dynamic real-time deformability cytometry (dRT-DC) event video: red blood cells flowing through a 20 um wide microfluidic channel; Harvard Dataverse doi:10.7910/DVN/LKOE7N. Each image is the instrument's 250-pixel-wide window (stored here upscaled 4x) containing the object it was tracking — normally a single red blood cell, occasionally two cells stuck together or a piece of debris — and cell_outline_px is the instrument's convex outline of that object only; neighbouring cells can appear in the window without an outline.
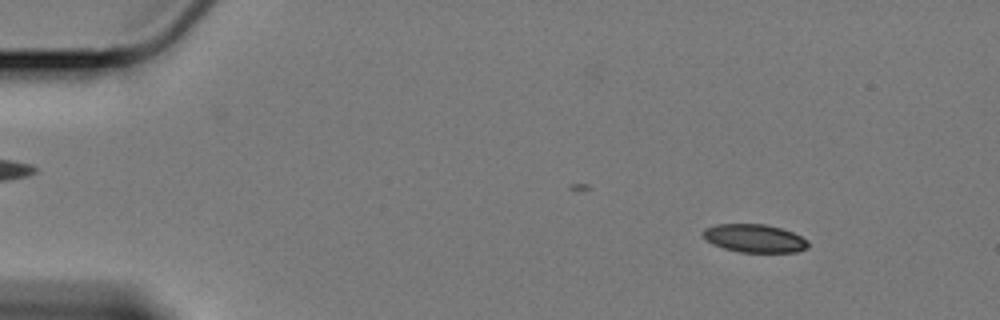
{"species": "Egyptian fruit bat (a non-hibernating species)", "species_latin": "Rousettus aegyptiacus", "temperature_condition": "cold", "stored_images_in_passage": 56, "camera_frame_rate_fps": 3000, "um_per_image_px": 0.085, "animal": {"sex": "female"}, "frame": {"image": 1, "passage_image": 8, "time_ms": 2.333, "image_size_px": [1000, 320], "cell_outline_px": [[808, 248], [796, 252], [740, 252], [724, 248], [708, 240], [700, 232], [704, 228], [716, 224], [764, 224], [780, 228], [792, 232], [808, 240]], "centroid_in_image_um": [64.14, 20.25], "position_along_channel_um": 20.9, "area_um2": 17.11}}
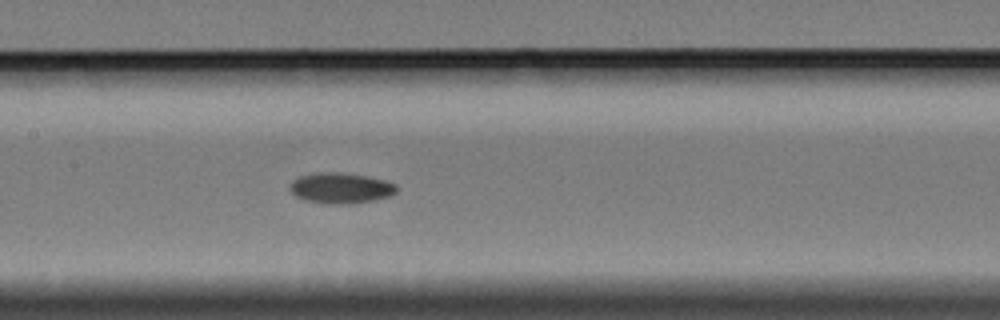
{"frame": {"image": 2, "passage_image": 30, "time_ms": 9.667, "image_size_px": [1000, 320], "cell_outline_px": [[396, 192], [388, 196], [372, 200], [352, 204], [328, 204], [304, 200], [296, 196], [288, 188], [292, 180], [300, 176], [316, 172], [340, 172], [364, 176], [384, 180], [396, 184]], "centroid_in_image_um": [28.91, 15.99], "position_along_channel_um": 178.5, "area_um2": 19.02}}
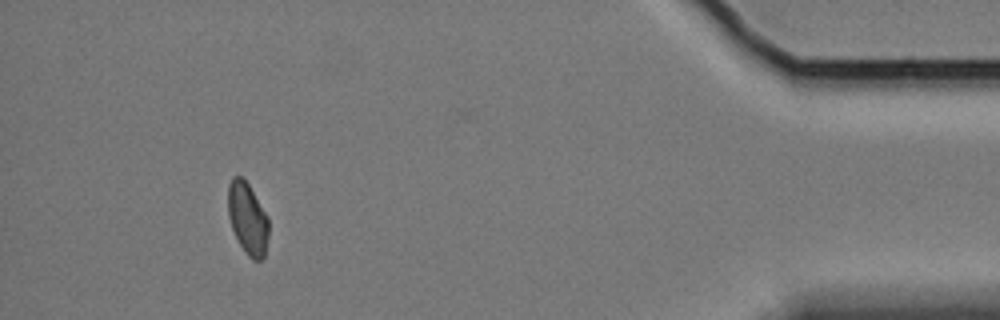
{"frame": {"image": 3, "passage_image": 56, "time_ms": 18.333, "image_size_px": [1000, 320], "cell_outline_px": [[268, 236], [264, 256], [260, 260], [252, 260], [248, 256], [240, 244], [232, 228], [228, 216], [228, 184], [232, 176], [240, 176], [248, 184], [268, 216]], "centroid_in_image_um": [21.04, 18.56], "position_along_channel_um": 414.2, "area_um2": 16.88}, "authors_computed_cell_mechanics": {"area_um2": 17.8313, "velocity_mm_per_s": 3.3741, "shape_relaxation_time_tau1_ms": 7.7829, "shape_relaxation_time_tau2_ms": null, "deformation_change_tau1": 0.153, "deformation_change_tau2": null}}